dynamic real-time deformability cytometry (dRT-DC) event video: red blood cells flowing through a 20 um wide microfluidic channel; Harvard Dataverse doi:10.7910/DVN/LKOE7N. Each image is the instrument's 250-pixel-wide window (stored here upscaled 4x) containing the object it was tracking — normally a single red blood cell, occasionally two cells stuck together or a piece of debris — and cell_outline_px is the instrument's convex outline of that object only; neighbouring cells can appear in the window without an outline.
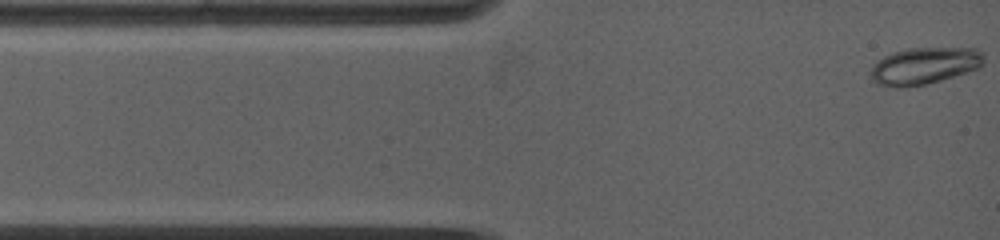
{"species": "common noctule bat (a hibernating species)", "species_latin": "Nyctalus noctula", "temperature_condition": "warm", "stored_images_in_passage": 24, "camera_frame_rate_fps": 5000, "um_per_image_px": 0.085, "animal": {"sex": "female", "body_mass_g": 19.0, "forearm_length_mm": 53.3}, "frame": {"image": 1, "passage_image": 1, "time_ms": 0.0, "image_size_px": [1000, 240], "cell_outline_px": [[984, 60], [980, 68], [940, 80], [924, 84], [904, 88], [888, 88], [876, 84], [872, 80], [868, 72], [872, 64], [876, 60], [892, 52], [908, 48], [976, 48], [984, 52]], "centroid_in_image_um": [78.5, 5.6], "position_along_channel_um": 6.5, "area_um2": 24.85}}
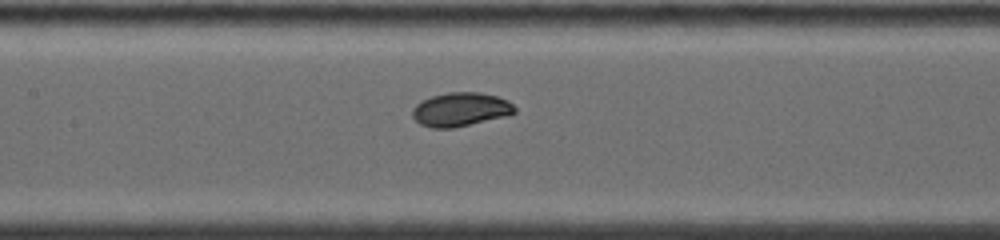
{"frame": {"image": 2, "passage_image": 17, "time_ms": 5.4, "image_size_px": [1000, 240], "cell_outline_px": [[516, 112], [504, 116], [452, 128], [432, 128], [420, 124], [412, 116], [412, 108], [416, 104], [432, 96], [448, 92], [480, 92], [496, 96], [508, 100], [516, 108]], "centroid_in_image_um": [39.13, 9.29], "position_along_channel_um": 168.3, "area_um2": 19.94}}
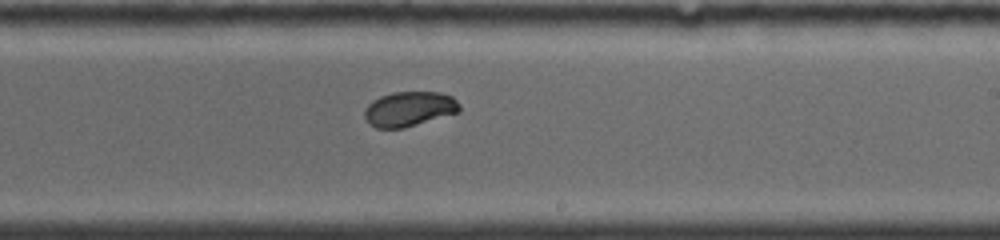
{"frame": {"image": 3, "passage_image": 24, "time_ms": 7.6, "image_size_px": [1000, 240], "cell_outline_px": [[460, 112], [404, 128], [376, 128], [368, 124], [364, 116], [364, 108], [372, 100], [380, 96], [392, 92], [440, 92], [452, 96], [460, 104]], "centroid_in_image_um": [34.77, 9.26], "position_along_channel_um": 254.2, "area_um2": 19.54}}